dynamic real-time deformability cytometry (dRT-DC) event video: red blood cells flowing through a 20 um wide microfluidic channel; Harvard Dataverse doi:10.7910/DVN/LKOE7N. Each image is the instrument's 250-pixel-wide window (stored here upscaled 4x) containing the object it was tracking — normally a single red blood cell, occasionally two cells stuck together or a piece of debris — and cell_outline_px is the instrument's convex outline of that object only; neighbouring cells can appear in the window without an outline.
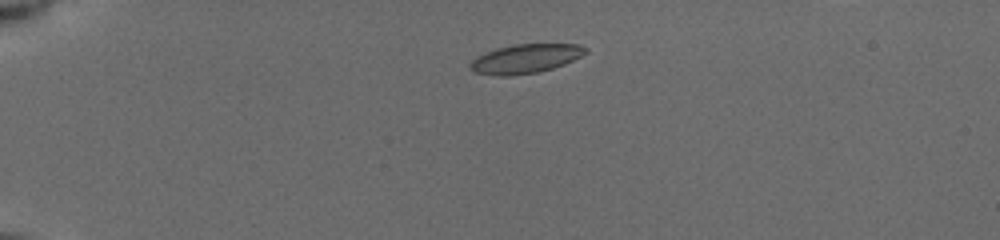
{"species": "common noctule bat (a hibernating species)", "species_latin": "Nyctalus noctula", "temperature_condition": "cold", "stored_images_in_passage": 13, "camera_frame_rate_fps": 3000, "um_per_image_px": 0.085, "animal": {"sex": "female", "body_mass_g": 19.5, "forearm_length_mm": 54.1}, "frame": {"image": 1, "passage_image": 3, "time_ms": 1.333, "image_size_px": [1000, 240], "cell_outline_px": [[588, 52], [564, 64], [552, 68], [536, 72], [512, 76], [500, 76], [476, 72], [468, 68], [468, 64], [476, 56], [496, 48], [516, 44], [580, 44], [588, 48]], "centroid_in_image_um": [44.65, 4.98], "position_along_channel_um": 40.4, "area_um2": 19.54}}
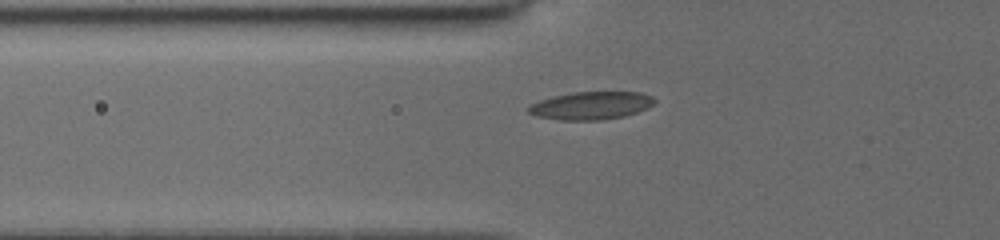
{"frame": {"image": 2, "passage_image": 9, "time_ms": 3.667, "image_size_px": [1000, 240], "cell_outline_px": [[656, 100], [652, 104], [636, 112], [624, 116], [600, 120], [560, 120], [536, 116], [528, 112], [528, 108], [532, 104], [540, 100], [572, 92], [640, 92], [652, 96]], "centroid_in_image_um": [50.23, 8.97], "position_along_channel_um": 75.6, "area_um2": 20.17}}
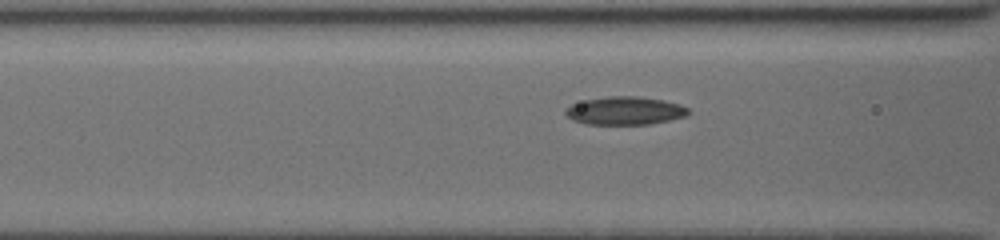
{"frame": {"image": 3, "passage_image": 12, "time_ms": 4.667, "image_size_px": [1000, 240], "cell_outline_px": [[692, 112], [684, 116], [668, 120], [648, 124], [588, 124], [572, 120], [564, 112], [564, 108], [572, 104], [584, 100], [608, 96], [636, 96], [664, 100], [680, 104], [688, 108]], "centroid_in_image_um": [53.11, 9.4], "position_along_channel_um": 113.5, "area_um2": 20.11}}